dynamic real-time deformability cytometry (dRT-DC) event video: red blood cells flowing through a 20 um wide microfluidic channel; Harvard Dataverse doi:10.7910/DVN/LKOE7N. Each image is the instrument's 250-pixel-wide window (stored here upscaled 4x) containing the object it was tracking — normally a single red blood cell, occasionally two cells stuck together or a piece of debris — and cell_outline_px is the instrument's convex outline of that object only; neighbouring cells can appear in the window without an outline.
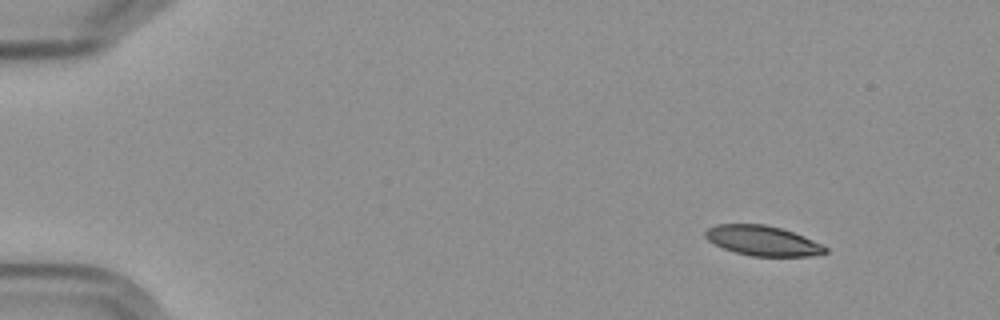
{"species": "Egyptian fruit bat (a non-hibernating species)", "species_latin": "Rousettus aegyptiacus", "temperature_condition": "cold", "stored_images_in_passage": 6, "camera_frame_rate_fps": 3000, "um_per_image_px": 0.085, "frame": {"image": 1, "passage_image": 1, "time_ms": 0.0, "image_size_px": [1000, 320], "cell_outline_px": [[828, 252], [812, 256], [752, 256], [736, 252], [724, 248], [708, 240], [704, 236], [704, 232], [708, 228], [716, 224], [764, 224], [780, 228], [804, 236], [828, 248]], "centroid_in_image_um": [64.82, 20.46], "position_along_channel_um": 20.2, "area_um2": 20.75}}
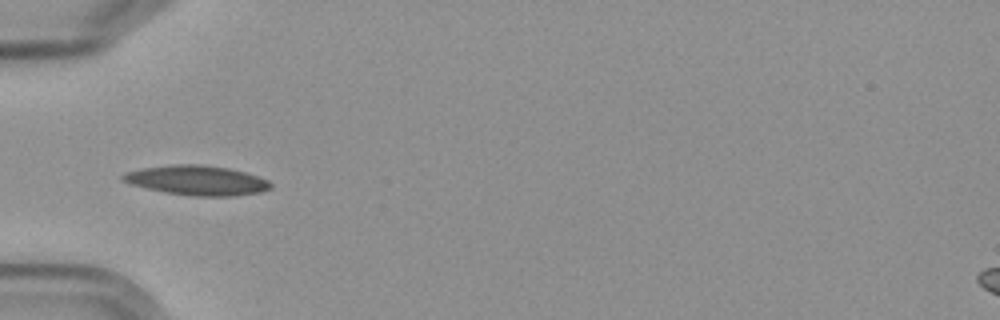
{"frame": {"image": 2, "passage_image": 5, "time_ms": 4.333, "image_size_px": [1000, 320], "cell_outline_px": [[272, 188], [260, 192], [236, 196], [192, 196], [168, 192], [148, 188], [132, 184], [124, 180], [120, 176], [128, 172], [144, 168], [176, 164], [196, 164], [228, 168], [244, 172], [268, 180], [272, 184]], "centroid_in_image_um": [16.8, 15.33], "position_along_channel_um": 68.2, "area_um2": 25.09}}
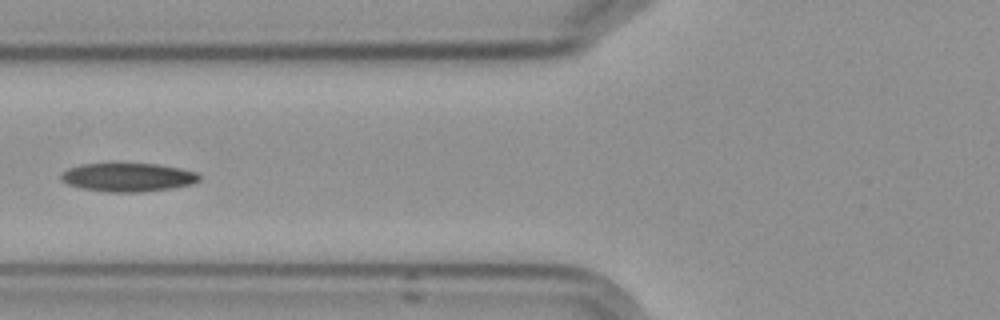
{"frame": {"image": 3, "passage_image": 6, "time_ms": 5.667, "image_size_px": [1000, 320], "cell_outline_px": [[200, 180], [192, 184], [172, 188], [140, 192], [108, 192], [80, 188], [68, 184], [60, 180], [60, 176], [68, 168], [84, 164], [156, 164], [180, 168], [196, 172], [200, 176]], "centroid_in_image_um": [10.88, 15.08], "position_along_channel_um": 114.9, "area_um2": 22.89}}